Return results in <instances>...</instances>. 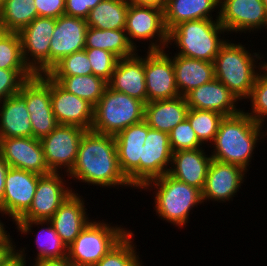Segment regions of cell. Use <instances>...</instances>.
I'll use <instances>...</instances> for the list:
<instances>
[{"label":"cell","mask_w":267,"mask_h":266,"mask_svg":"<svg viewBox=\"0 0 267 266\" xmlns=\"http://www.w3.org/2000/svg\"><path fill=\"white\" fill-rule=\"evenodd\" d=\"M66 175L68 179L102 188H134L121 171L115 137L92 130H87L81 138L75 164Z\"/></svg>","instance_id":"cell-1"},{"label":"cell","mask_w":267,"mask_h":266,"mask_svg":"<svg viewBox=\"0 0 267 266\" xmlns=\"http://www.w3.org/2000/svg\"><path fill=\"white\" fill-rule=\"evenodd\" d=\"M263 126L244 110L224 116L212 143V159L237 165L248 172L257 144L267 135L266 130L262 132Z\"/></svg>","instance_id":"cell-2"},{"label":"cell","mask_w":267,"mask_h":266,"mask_svg":"<svg viewBox=\"0 0 267 266\" xmlns=\"http://www.w3.org/2000/svg\"><path fill=\"white\" fill-rule=\"evenodd\" d=\"M229 41L227 39L214 59L215 78L240 101L246 100L250 96L258 73L264 67L263 61H257L265 57L260 52L252 54L249 49L246 50L245 44Z\"/></svg>","instance_id":"cell-3"},{"label":"cell","mask_w":267,"mask_h":266,"mask_svg":"<svg viewBox=\"0 0 267 266\" xmlns=\"http://www.w3.org/2000/svg\"><path fill=\"white\" fill-rule=\"evenodd\" d=\"M219 10L214 19L185 21L168 32L169 44L176 45L178 55L214 62L220 48L226 43L221 34L227 33L219 22ZM173 42V43H172ZM175 44V45H174Z\"/></svg>","instance_id":"cell-4"},{"label":"cell","mask_w":267,"mask_h":266,"mask_svg":"<svg viewBox=\"0 0 267 266\" xmlns=\"http://www.w3.org/2000/svg\"><path fill=\"white\" fill-rule=\"evenodd\" d=\"M154 186V187H153ZM156 215L179 228L186 227L190 211L197 205L204 204L202 191L181 182L168 173L147 182L141 189L152 191Z\"/></svg>","instance_id":"cell-5"},{"label":"cell","mask_w":267,"mask_h":266,"mask_svg":"<svg viewBox=\"0 0 267 266\" xmlns=\"http://www.w3.org/2000/svg\"><path fill=\"white\" fill-rule=\"evenodd\" d=\"M144 106L142 101L107 86L94 106L91 130L115 136L130 125L144 120Z\"/></svg>","instance_id":"cell-6"},{"label":"cell","mask_w":267,"mask_h":266,"mask_svg":"<svg viewBox=\"0 0 267 266\" xmlns=\"http://www.w3.org/2000/svg\"><path fill=\"white\" fill-rule=\"evenodd\" d=\"M129 231L123 226H112L104 220L99 222L93 219L68 247L67 258L75 266H94Z\"/></svg>","instance_id":"cell-7"},{"label":"cell","mask_w":267,"mask_h":266,"mask_svg":"<svg viewBox=\"0 0 267 266\" xmlns=\"http://www.w3.org/2000/svg\"><path fill=\"white\" fill-rule=\"evenodd\" d=\"M19 93L26 99L33 138L49 135L58 125L51 105V78L35 74L22 84Z\"/></svg>","instance_id":"cell-8"},{"label":"cell","mask_w":267,"mask_h":266,"mask_svg":"<svg viewBox=\"0 0 267 266\" xmlns=\"http://www.w3.org/2000/svg\"><path fill=\"white\" fill-rule=\"evenodd\" d=\"M125 32L129 42L149 41L147 50H164L168 47V30L164 22V9L129 3ZM157 40H156V39ZM151 39V40H150ZM136 42H135V41Z\"/></svg>","instance_id":"cell-9"},{"label":"cell","mask_w":267,"mask_h":266,"mask_svg":"<svg viewBox=\"0 0 267 266\" xmlns=\"http://www.w3.org/2000/svg\"><path fill=\"white\" fill-rule=\"evenodd\" d=\"M87 130L73 125L58 124L40 139L50 172L68 174L76 161L81 138ZM66 172V173H65Z\"/></svg>","instance_id":"cell-10"},{"label":"cell","mask_w":267,"mask_h":266,"mask_svg":"<svg viewBox=\"0 0 267 266\" xmlns=\"http://www.w3.org/2000/svg\"><path fill=\"white\" fill-rule=\"evenodd\" d=\"M55 26L56 18L38 16L18 32L24 62L34 74L49 71L50 41Z\"/></svg>","instance_id":"cell-11"},{"label":"cell","mask_w":267,"mask_h":266,"mask_svg":"<svg viewBox=\"0 0 267 266\" xmlns=\"http://www.w3.org/2000/svg\"><path fill=\"white\" fill-rule=\"evenodd\" d=\"M164 50H148L144 56L147 102L180 96L172 56Z\"/></svg>","instance_id":"cell-12"},{"label":"cell","mask_w":267,"mask_h":266,"mask_svg":"<svg viewBox=\"0 0 267 266\" xmlns=\"http://www.w3.org/2000/svg\"><path fill=\"white\" fill-rule=\"evenodd\" d=\"M219 22L227 34L267 29L266 8L262 0H220Z\"/></svg>","instance_id":"cell-13"},{"label":"cell","mask_w":267,"mask_h":266,"mask_svg":"<svg viewBox=\"0 0 267 266\" xmlns=\"http://www.w3.org/2000/svg\"><path fill=\"white\" fill-rule=\"evenodd\" d=\"M42 175L9 167L5 178L2 210L14 224L32 205L38 179Z\"/></svg>","instance_id":"cell-14"},{"label":"cell","mask_w":267,"mask_h":266,"mask_svg":"<svg viewBox=\"0 0 267 266\" xmlns=\"http://www.w3.org/2000/svg\"><path fill=\"white\" fill-rule=\"evenodd\" d=\"M62 175L61 172H51L38 179L32 205L18 221L49 220L54 215L60 205L75 192L66 186L67 181Z\"/></svg>","instance_id":"cell-15"},{"label":"cell","mask_w":267,"mask_h":266,"mask_svg":"<svg viewBox=\"0 0 267 266\" xmlns=\"http://www.w3.org/2000/svg\"><path fill=\"white\" fill-rule=\"evenodd\" d=\"M0 154L9 167L47 175L50 169L45 161L40 139L15 137L0 139Z\"/></svg>","instance_id":"cell-16"},{"label":"cell","mask_w":267,"mask_h":266,"mask_svg":"<svg viewBox=\"0 0 267 266\" xmlns=\"http://www.w3.org/2000/svg\"><path fill=\"white\" fill-rule=\"evenodd\" d=\"M246 173L247 171L237 165L212 159L202 190L203 202L233 201V197L241 189Z\"/></svg>","instance_id":"cell-17"},{"label":"cell","mask_w":267,"mask_h":266,"mask_svg":"<svg viewBox=\"0 0 267 266\" xmlns=\"http://www.w3.org/2000/svg\"><path fill=\"white\" fill-rule=\"evenodd\" d=\"M147 133L148 124L143 120L114 136L121 171L135 189H140V157Z\"/></svg>","instance_id":"cell-18"},{"label":"cell","mask_w":267,"mask_h":266,"mask_svg":"<svg viewBox=\"0 0 267 266\" xmlns=\"http://www.w3.org/2000/svg\"><path fill=\"white\" fill-rule=\"evenodd\" d=\"M172 153L169 134L151 129L148 125L140 157V191L147 182L169 172Z\"/></svg>","instance_id":"cell-19"},{"label":"cell","mask_w":267,"mask_h":266,"mask_svg":"<svg viewBox=\"0 0 267 266\" xmlns=\"http://www.w3.org/2000/svg\"><path fill=\"white\" fill-rule=\"evenodd\" d=\"M87 21L68 15L56 18L50 41L49 70L63 57L85 49Z\"/></svg>","instance_id":"cell-20"},{"label":"cell","mask_w":267,"mask_h":266,"mask_svg":"<svg viewBox=\"0 0 267 266\" xmlns=\"http://www.w3.org/2000/svg\"><path fill=\"white\" fill-rule=\"evenodd\" d=\"M51 105L58 124L73 125L91 130L94 106L88 101L67 92L51 79Z\"/></svg>","instance_id":"cell-21"},{"label":"cell","mask_w":267,"mask_h":266,"mask_svg":"<svg viewBox=\"0 0 267 266\" xmlns=\"http://www.w3.org/2000/svg\"><path fill=\"white\" fill-rule=\"evenodd\" d=\"M185 99L189 108L211 110L224 116L237 114L243 109L237 108L240 100L216 78L191 90Z\"/></svg>","instance_id":"cell-22"},{"label":"cell","mask_w":267,"mask_h":266,"mask_svg":"<svg viewBox=\"0 0 267 266\" xmlns=\"http://www.w3.org/2000/svg\"><path fill=\"white\" fill-rule=\"evenodd\" d=\"M85 200L77 192L71 194L49 219L61 241L69 247L81 231L91 222Z\"/></svg>","instance_id":"cell-23"},{"label":"cell","mask_w":267,"mask_h":266,"mask_svg":"<svg viewBox=\"0 0 267 266\" xmlns=\"http://www.w3.org/2000/svg\"><path fill=\"white\" fill-rule=\"evenodd\" d=\"M135 55L118 60L108 87L147 103L144 56Z\"/></svg>","instance_id":"cell-24"},{"label":"cell","mask_w":267,"mask_h":266,"mask_svg":"<svg viewBox=\"0 0 267 266\" xmlns=\"http://www.w3.org/2000/svg\"><path fill=\"white\" fill-rule=\"evenodd\" d=\"M206 153L202 148L173 152L168 174L202 191L212 160L211 155Z\"/></svg>","instance_id":"cell-25"},{"label":"cell","mask_w":267,"mask_h":266,"mask_svg":"<svg viewBox=\"0 0 267 266\" xmlns=\"http://www.w3.org/2000/svg\"><path fill=\"white\" fill-rule=\"evenodd\" d=\"M188 110L185 96L147 102L144 106V121L151 129L169 134L187 118Z\"/></svg>","instance_id":"cell-26"},{"label":"cell","mask_w":267,"mask_h":266,"mask_svg":"<svg viewBox=\"0 0 267 266\" xmlns=\"http://www.w3.org/2000/svg\"><path fill=\"white\" fill-rule=\"evenodd\" d=\"M0 139L33 137L26 99L16 93L0 102Z\"/></svg>","instance_id":"cell-27"},{"label":"cell","mask_w":267,"mask_h":266,"mask_svg":"<svg viewBox=\"0 0 267 266\" xmlns=\"http://www.w3.org/2000/svg\"><path fill=\"white\" fill-rule=\"evenodd\" d=\"M172 62L175 71V82L180 96H185L194 88L215 78L214 62L178 54L172 56Z\"/></svg>","instance_id":"cell-28"},{"label":"cell","mask_w":267,"mask_h":266,"mask_svg":"<svg viewBox=\"0 0 267 266\" xmlns=\"http://www.w3.org/2000/svg\"><path fill=\"white\" fill-rule=\"evenodd\" d=\"M220 0H166L164 22L168 32L176 25L192 20L213 19ZM212 12V13H211Z\"/></svg>","instance_id":"cell-29"},{"label":"cell","mask_w":267,"mask_h":266,"mask_svg":"<svg viewBox=\"0 0 267 266\" xmlns=\"http://www.w3.org/2000/svg\"><path fill=\"white\" fill-rule=\"evenodd\" d=\"M15 225V229H18L17 232H21L22 235L30 234L33 225L34 227L41 225L35 239L38 252L34 258L35 262L43 259H61L68 256V247L61 241L49 220L17 221ZM45 225L47 226L44 227Z\"/></svg>","instance_id":"cell-30"},{"label":"cell","mask_w":267,"mask_h":266,"mask_svg":"<svg viewBox=\"0 0 267 266\" xmlns=\"http://www.w3.org/2000/svg\"><path fill=\"white\" fill-rule=\"evenodd\" d=\"M85 48H97L110 51L119 59L131 57L138 49L129 42L124 29H96L88 27Z\"/></svg>","instance_id":"cell-31"},{"label":"cell","mask_w":267,"mask_h":266,"mask_svg":"<svg viewBox=\"0 0 267 266\" xmlns=\"http://www.w3.org/2000/svg\"><path fill=\"white\" fill-rule=\"evenodd\" d=\"M128 0H102L86 19L88 27L96 29H125Z\"/></svg>","instance_id":"cell-32"},{"label":"cell","mask_w":267,"mask_h":266,"mask_svg":"<svg viewBox=\"0 0 267 266\" xmlns=\"http://www.w3.org/2000/svg\"><path fill=\"white\" fill-rule=\"evenodd\" d=\"M67 92L72 93L81 99L97 104L108 86L107 81L94 74L76 76H49Z\"/></svg>","instance_id":"cell-33"},{"label":"cell","mask_w":267,"mask_h":266,"mask_svg":"<svg viewBox=\"0 0 267 266\" xmlns=\"http://www.w3.org/2000/svg\"><path fill=\"white\" fill-rule=\"evenodd\" d=\"M38 17L34 0H4L0 30L19 32Z\"/></svg>","instance_id":"cell-34"},{"label":"cell","mask_w":267,"mask_h":266,"mask_svg":"<svg viewBox=\"0 0 267 266\" xmlns=\"http://www.w3.org/2000/svg\"><path fill=\"white\" fill-rule=\"evenodd\" d=\"M223 118L224 115L211 110L189 108L187 113V119L199 141L208 146L211 145L208 142L213 143Z\"/></svg>","instance_id":"cell-35"},{"label":"cell","mask_w":267,"mask_h":266,"mask_svg":"<svg viewBox=\"0 0 267 266\" xmlns=\"http://www.w3.org/2000/svg\"><path fill=\"white\" fill-rule=\"evenodd\" d=\"M130 230L97 264L94 266H144L136 251ZM138 254V255H137Z\"/></svg>","instance_id":"cell-36"},{"label":"cell","mask_w":267,"mask_h":266,"mask_svg":"<svg viewBox=\"0 0 267 266\" xmlns=\"http://www.w3.org/2000/svg\"><path fill=\"white\" fill-rule=\"evenodd\" d=\"M0 68L30 70L25 64L18 32L0 30Z\"/></svg>","instance_id":"cell-37"},{"label":"cell","mask_w":267,"mask_h":266,"mask_svg":"<svg viewBox=\"0 0 267 266\" xmlns=\"http://www.w3.org/2000/svg\"><path fill=\"white\" fill-rule=\"evenodd\" d=\"M92 68L85 50L63 57L48 72V76L91 75Z\"/></svg>","instance_id":"cell-38"},{"label":"cell","mask_w":267,"mask_h":266,"mask_svg":"<svg viewBox=\"0 0 267 266\" xmlns=\"http://www.w3.org/2000/svg\"><path fill=\"white\" fill-rule=\"evenodd\" d=\"M247 99L251 103V112L247 111L246 114L255 122L264 125L267 119V69L265 67L258 73L250 96Z\"/></svg>","instance_id":"cell-39"},{"label":"cell","mask_w":267,"mask_h":266,"mask_svg":"<svg viewBox=\"0 0 267 266\" xmlns=\"http://www.w3.org/2000/svg\"><path fill=\"white\" fill-rule=\"evenodd\" d=\"M169 143L172 152L203 148V144L199 141L187 118L171 130Z\"/></svg>","instance_id":"cell-40"},{"label":"cell","mask_w":267,"mask_h":266,"mask_svg":"<svg viewBox=\"0 0 267 266\" xmlns=\"http://www.w3.org/2000/svg\"><path fill=\"white\" fill-rule=\"evenodd\" d=\"M84 50L90 60L92 73L108 82L119 58L110 51L102 49L85 48Z\"/></svg>","instance_id":"cell-41"},{"label":"cell","mask_w":267,"mask_h":266,"mask_svg":"<svg viewBox=\"0 0 267 266\" xmlns=\"http://www.w3.org/2000/svg\"><path fill=\"white\" fill-rule=\"evenodd\" d=\"M34 75L31 70H7L0 68V102L19 93L22 84Z\"/></svg>","instance_id":"cell-42"},{"label":"cell","mask_w":267,"mask_h":266,"mask_svg":"<svg viewBox=\"0 0 267 266\" xmlns=\"http://www.w3.org/2000/svg\"><path fill=\"white\" fill-rule=\"evenodd\" d=\"M102 0H65V15L87 19L92 10Z\"/></svg>","instance_id":"cell-43"},{"label":"cell","mask_w":267,"mask_h":266,"mask_svg":"<svg viewBox=\"0 0 267 266\" xmlns=\"http://www.w3.org/2000/svg\"><path fill=\"white\" fill-rule=\"evenodd\" d=\"M40 17L58 18L65 15V0H34Z\"/></svg>","instance_id":"cell-44"},{"label":"cell","mask_w":267,"mask_h":266,"mask_svg":"<svg viewBox=\"0 0 267 266\" xmlns=\"http://www.w3.org/2000/svg\"><path fill=\"white\" fill-rule=\"evenodd\" d=\"M15 243L0 244V266L6 264L16 253Z\"/></svg>","instance_id":"cell-45"},{"label":"cell","mask_w":267,"mask_h":266,"mask_svg":"<svg viewBox=\"0 0 267 266\" xmlns=\"http://www.w3.org/2000/svg\"><path fill=\"white\" fill-rule=\"evenodd\" d=\"M74 264L67 258L61 259H43L33 262L32 266H73Z\"/></svg>","instance_id":"cell-46"},{"label":"cell","mask_w":267,"mask_h":266,"mask_svg":"<svg viewBox=\"0 0 267 266\" xmlns=\"http://www.w3.org/2000/svg\"><path fill=\"white\" fill-rule=\"evenodd\" d=\"M9 169V165L7 162L2 158V155L0 154V209L2 210V199L5 189V178L6 173Z\"/></svg>","instance_id":"cell-47"},{"label":"cell","mask_w":267,"mask_h":266,"mask_svg":"<svg viewBox=\"0 0 267 266\" xmlns=\"http://www.w3.org/2000/svg\"><path fill=\"white\" fill-rule=\"evenodd\" d=\"M21 250H18L17 253L3 266H26L27 260L26 254L24 248H20Z\"/></svg>","instance_id":"cell-48"},{"label":"cell","mask_w":267,"mask_h":266,"mask_svg":"<svg viewBox=\"0 0 267 266\" xmlns=\"http://www.w3.org/2000/svg\"><path fill=\"white\" fill-rule=\"evenodd\" d=\"M129 3L142 6H152L156 8L164 9L166 0H128Z\"/></svg>","instance_id":"cell-49"},{"label":"cell","mask_w":267,"mask_h":266,"mask_svg":"<svg viewBox=\"0 0 267 266\" xmlns=\"http://www.w3.org/2000/svg\"><path fill=\"white\" fill-rule=\"evenodd\" d=\"M0 214H1V217L3 215H5V218L7 217L6 216L7 214L1 209H0ZM4 226L6 227V225H4V223L0 220V244L14 243V241L12 240L13 238H10L12 236H10V233L5 230L6 228Z\"/></svg>","instance_id":"cell-50"},{"label":"cell","mask_w":267,"mask_h":266,"mask_svg":"<svg viewBox=\"0 0 267 266\" xmlns=\"http://www.w3.org/2000/svg\"><path fill=\"white\" fill-rule=\"evenodd\" d=\"M264 5H265V8H266V13H267V0H262Z\"/></svg>","instance_id":"cell-51"},{"label":"cell","mask_w":267,"mask_h":266,"mask_svg":"<svg viewBox=\"0 0 267 266\" xmlns=\"http://www.w3.org/2000/svg\"><path fill=\"white\" fill-rule=\"evenodd\" d=\"M3 3H4V0H0V11L2 9Z\"/></svg>","instance_id":"cell-52"},{"label":"cell","mask_w":267,"mask_h":266,"mask_svg":"<svg viewBox=\"0 0 267 266\" xmlns=\"http://www.w3.org/2000/svg\"><path fill=\"white\" fill-rule=\"evenodd\" d=\"M264 67L267 69V62H264Z\"/></svg>","instance_id":"cell-53"}]
</instances>
